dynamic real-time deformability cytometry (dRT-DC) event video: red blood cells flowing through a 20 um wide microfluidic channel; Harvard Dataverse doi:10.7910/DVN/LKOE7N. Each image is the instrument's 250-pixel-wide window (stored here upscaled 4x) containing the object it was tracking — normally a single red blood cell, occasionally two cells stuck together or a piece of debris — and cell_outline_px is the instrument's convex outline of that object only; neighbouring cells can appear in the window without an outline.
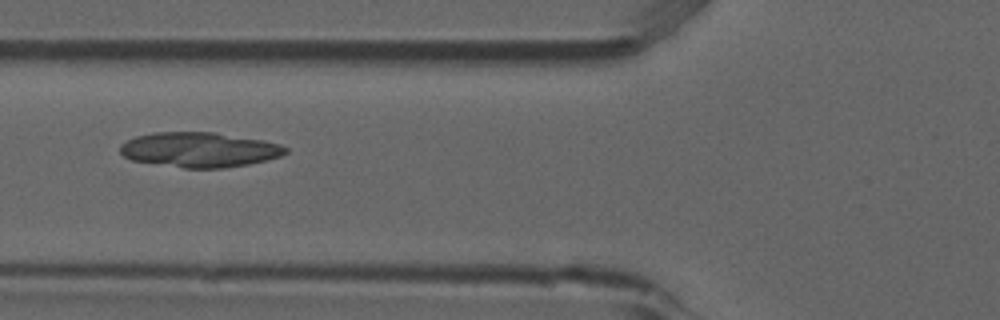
{"species": "common noctule bat (a hibernating species)", "species_latin": "Nyctalus noctula", "temperature_condition": "room temperature", "stored_images_in_passage": 5, "camera_frame_rate_fps": 3000, "um_per_image_px": 0.085, "animal": {"sex": "male", "forearm_length_mm": 52.5}, "frame": {"image": 1, "passage_image": 5, "time_ms": 1.333, "image_size_px": [1000, 320], "cell_outline_px": [[288, 152], [280, 156], [248, 164], [224, 168], [184, 168], [132, 160], [124, 156], [120, 152], [120, 144], [136, 136], [152, 132], [216, 132], [264, 140], [280, 144], [288, 148]], "centroid_in_image_um": [16.95, 12.72], "position_along_channel_um": 108.8, "area_um2": 33.7}}